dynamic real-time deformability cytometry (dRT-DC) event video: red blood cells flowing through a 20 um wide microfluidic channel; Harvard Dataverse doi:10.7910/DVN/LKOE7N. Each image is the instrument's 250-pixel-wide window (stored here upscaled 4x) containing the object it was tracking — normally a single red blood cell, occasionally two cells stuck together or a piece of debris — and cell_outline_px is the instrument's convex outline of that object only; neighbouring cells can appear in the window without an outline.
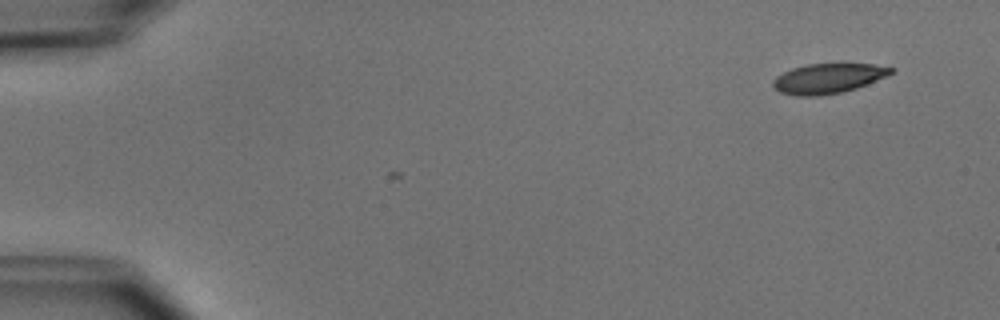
{"species": "common noctule bat (a hibernating species)", "species_latin": "Nyctalus noctula", "temperature_condition": "cold", "stored_images_in_passage": 3, "camera_frame_rate_fps": 3000, "um_per_image_px": 0.085, "animal": {"sex": "male", "body_mass_g": 15.6}, "frame": {"image": 1, "passage_image": 3, "time_ms": 2.333, "image_size_px": [1000, 320], "cell_outline_px": [[896, 68], [892, 72], [884, 76], [856, 88], [844, 92], [820, 96], [796, 96], [780, 92], [772, 88], [772, 80], [776, 76], [792, 68], [808, 64], [872, 64]], "centroid_in_image_um": [70.32, 6.68], "position_along_channel_um": 14.7, "area_um2": 20.46}}